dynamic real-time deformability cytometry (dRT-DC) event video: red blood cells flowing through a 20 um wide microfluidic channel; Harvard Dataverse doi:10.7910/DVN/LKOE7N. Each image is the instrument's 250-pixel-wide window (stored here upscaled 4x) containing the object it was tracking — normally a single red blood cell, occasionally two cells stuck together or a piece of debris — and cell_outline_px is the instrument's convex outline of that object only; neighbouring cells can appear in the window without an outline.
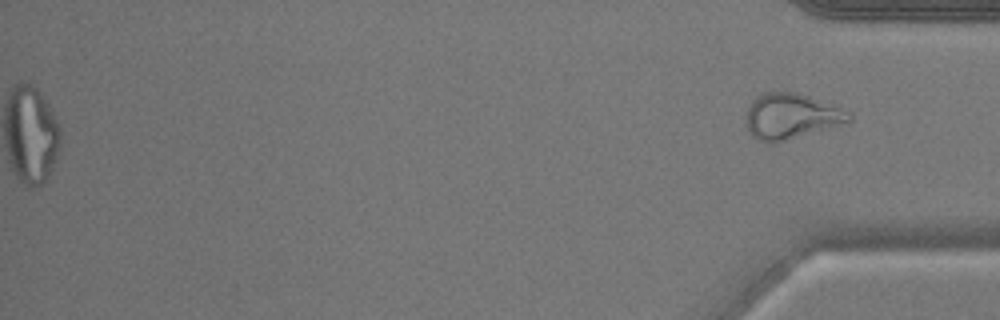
{"species": "common noctule bat (a hibernating species)", "species_latin": "Nyctalus noctula", "temperature_condition": "warm", "stored_images_in_passage": 52, "segment_of_instrument_passage": [2, 2], "camera_frame_rate_fps": 3000, "um_per_image_px": 0.085, "animal": {"sex": "male", "body_mass_g": 17.9}, "frame": {"image": 1, "passage_image": 52, "time_ms": 17.0, "image_size_px": [1000, 320], "cell_outline_px": [[852, 120], [772, 144], [768, 144], [752, 136], [748, 128], [744, 116], [752, 100], [756, 96], [764, 92], [796, 92], [808, 96], [852, 112]], "centroid_in_image_um": [67.19, 9.87], "position_along_channel_um": 368.0, "area_um2": 26.99}}